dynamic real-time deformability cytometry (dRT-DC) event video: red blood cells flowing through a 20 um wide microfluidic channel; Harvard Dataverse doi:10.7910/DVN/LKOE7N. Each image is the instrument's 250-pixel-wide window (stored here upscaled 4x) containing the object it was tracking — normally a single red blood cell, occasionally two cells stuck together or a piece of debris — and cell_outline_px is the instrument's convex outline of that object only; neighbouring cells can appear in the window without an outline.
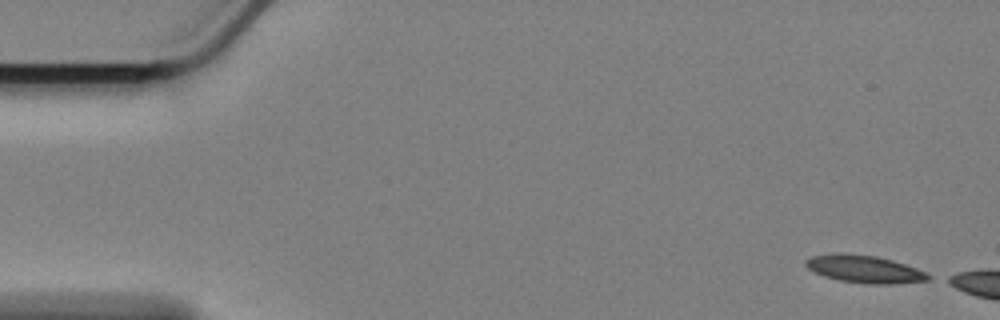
{"species": "Egyptian fruit bat (a non-hibernating species)", "species_latin": "Rousettus aegyptiacus", "temperature_condition": "cold", "stored_images_in_passage": 9, "camera_frame_rate_fps": 3000, "um_per_image_px": 0.085, "animal": {"sex": "female"}, "frame": {"image": 1, "passage_image": 1, "time_ms": 0.0, "image_size_px": [1000, 320], "cell_outline_px": [[932, 276], [928, 280], [892, 284], [864, 284], [840, 280], [824, 276], [808, 268], [804, 264], [804, 260], [812, 256], [836, 252], [840, 252], [876, 256], [892, 260], [916, 268]], "centroid_in_image_um": [73.44, 22.86], "position_along_channel_um": 11.6, "area_um2": 19.65}}